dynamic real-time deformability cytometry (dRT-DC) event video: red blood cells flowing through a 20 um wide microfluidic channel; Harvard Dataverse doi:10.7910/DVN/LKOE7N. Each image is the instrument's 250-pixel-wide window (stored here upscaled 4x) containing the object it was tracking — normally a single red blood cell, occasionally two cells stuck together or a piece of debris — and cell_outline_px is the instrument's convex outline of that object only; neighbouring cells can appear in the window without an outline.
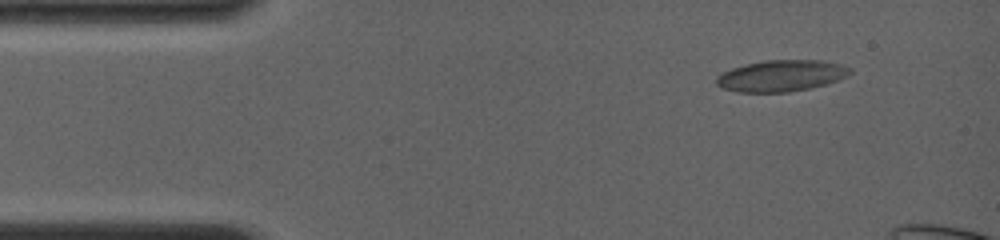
{"species": "common noctule bat (a hibernating species)", "species_latin": "Nyctalus noctula", "temperature_condition": "room temperature", "stored_images_in_passage": 17, "camera_frame_rate_fps": 4000, "um_per_image_px": 0.085, "animal": {"sex": "female", "body_mass_g": 19.0, "forearm_length_mm": 56.7}, "frame": {"image": 1, "passage_image": 1, "time_ms": 0.0, "image_size_px": [1000, 240], "cell_outline_px": [[852, 72], [836, 80], [824, 84], [808, 88], [788, 92], [736, 92], [720, 88], [716, 84], [716, 76], [732, 68], [744, 64], [764, 60], [824, 60], [840, 64], [852, 68]], "centroid_in_image_um": [66.36, 6.43], "position_along_channel_um": 18.6, "area_um2": 24.39}}
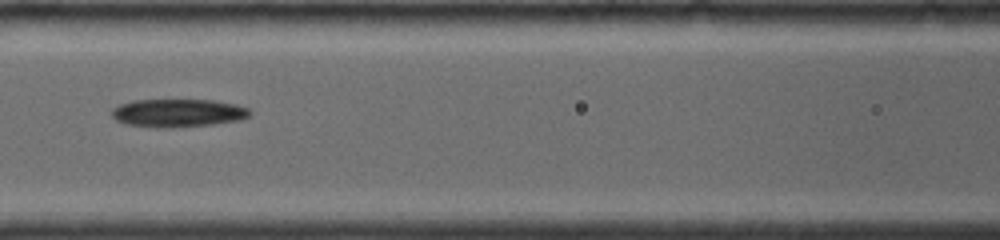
{"frame": {"image": 2, "passage_image": 10, "time_ms": 5.25, "image_size_px": [1000, 240], "cell_outline_px": [[252, 112], [248, 116], [240, 120], [212, 124], [168, 128], [160, 128], [128, 124], [116, 120], [112, 116], [112, 108], [120, 104], [132, 100], [212, 100], [236, 104], [248, 108]], "centroid_in_image_um": [15.13, 9.6], "position_along_channel_um": 151.5, "area_um2": 22.54}}
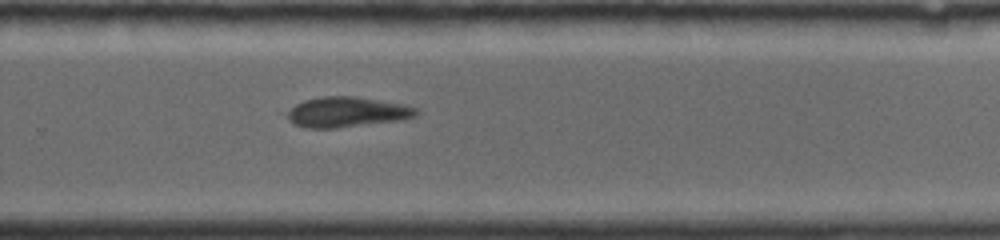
{"frame": {"image": 3, "passage_image": 17, "time_ms": 9.0, "image_size_px": [1000, 240], "cell_outline_px": [[420, 112], [416, 116], [404, 120], [336, 128], [304, 128], [292, 124], [280, 112], [304, 100], [320, 96], [356, 96], [404, 104], [416, 108]], "centroid_in_image_um": [29.41, 9.53], "position_along_channel_um": 300.4, "area_um2": 23.47}}